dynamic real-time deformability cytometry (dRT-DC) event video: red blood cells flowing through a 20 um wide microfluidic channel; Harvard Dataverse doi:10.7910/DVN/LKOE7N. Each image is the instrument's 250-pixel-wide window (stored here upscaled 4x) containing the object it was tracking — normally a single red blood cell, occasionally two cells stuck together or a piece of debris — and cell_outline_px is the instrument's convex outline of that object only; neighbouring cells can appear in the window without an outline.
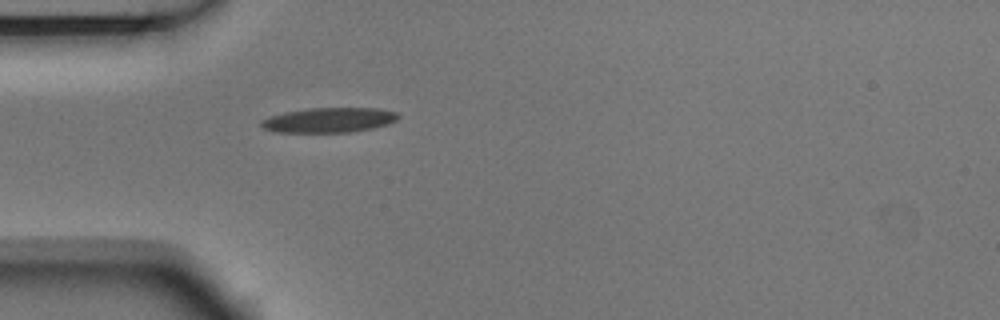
{"species": "Egyptian fruit bat (a non-hibernating species)", "species_latin": "Rousettus aegyptiacus", "temperature_condition": "room temperature", "stored_images_in_passage": 2, "camera_frame_rate_fps": 3000, "um_per_image_px": 0.085, "animal": {"sex": "male"}, "frame": {"image": 1, "passage_image": 2, "time_ms": 0.333, "image_size_px": [1000, 320], "cell_outline_px": [[400, 116], [396, 120], [388, 124], [372, 128], [348, 132], [272, 132], [264, 128], [260, 124], [260, 120], [284, 112], [308, 108], [376, 108], [396, 112]], "centroid_in_image_um": [27.95, 10.2], "position_along_channel_um": 57.1, "area_um2": 19.77}}